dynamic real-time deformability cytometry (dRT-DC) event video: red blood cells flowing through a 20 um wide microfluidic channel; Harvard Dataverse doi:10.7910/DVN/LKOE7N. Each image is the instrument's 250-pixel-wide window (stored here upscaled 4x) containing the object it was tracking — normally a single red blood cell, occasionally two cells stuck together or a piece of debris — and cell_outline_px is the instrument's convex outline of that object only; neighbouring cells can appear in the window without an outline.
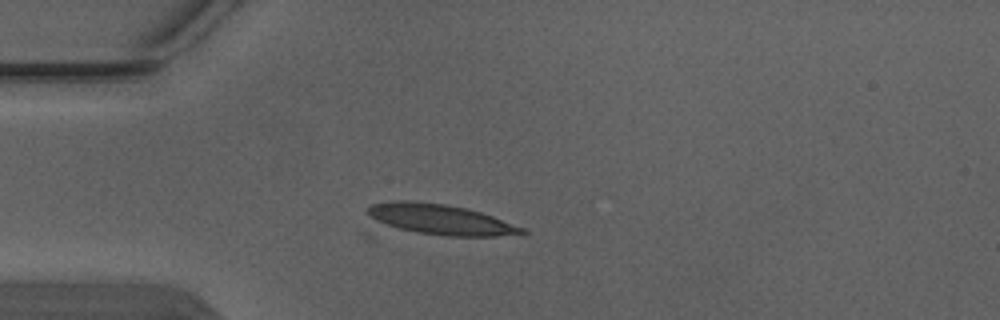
{"species": "Egyptian fruit bat (a non-hibernating species)", "species_latin": "Rousettus aegyptiacus", "temperature_condition": "warm", "stored_images_in_passage": 4, "camera_frame_rate_fps": 3000, "um_per_image_px": 0.085, "animal": {"sex": "male"}, "frame": {"image": 1, "passage_image": 3, "time_ms": 0.667, "image_size_px": [1000, 320], "cell_outline_px": [[528, 232], [496, 236], [372, 240], [368, 240], [364, 236], [364, 208], [372, 204], [392, 200], [408, 200], [444, 204], [464, 208], [480, 212], [492, 216], [524, 228]], "centroid_in_image_um": [36.58, 18.85], "position_along_channel_um": 48.4, "area_um2": 33.81}}